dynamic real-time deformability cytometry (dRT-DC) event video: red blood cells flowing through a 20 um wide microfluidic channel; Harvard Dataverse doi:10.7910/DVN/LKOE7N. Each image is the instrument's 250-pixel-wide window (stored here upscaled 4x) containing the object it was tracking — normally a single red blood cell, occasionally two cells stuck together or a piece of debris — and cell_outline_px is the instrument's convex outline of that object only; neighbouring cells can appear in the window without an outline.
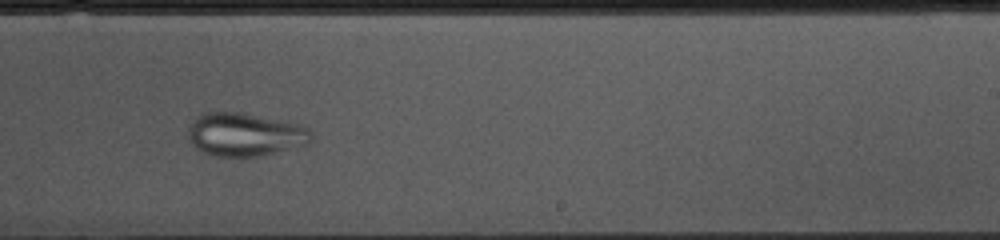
{"species": "common noctule bat (a hibernating species)", "species_latin": "Nyctalus noctula", "temperature_condition": "cold", "stored_images_in_passage": 45, "camera_frame_rate_fps": 3000, "um_per_image_px": 0.085, "animal": {"sex": "female", "body_mass_g": 10.0, "forearm_length_mm": 53.1}, "frame": {"image": 1, "passage_image": 23, "time_ms": 7.333, "image_size_px": [1000, 240], "cell_outline_px": [[312, 136], [308, 144], [256, 156], [216, 156], [204, 152], [192, 144], [188, 136], [188, 132], [192, 124], [200, 116], [208, 112], [240, 112], [288, 120], [308, 128]], "centroid_in_image_um": [20.86, 11.41], "position_along_channel_um": 268.1, "area_um2": 30.63}}
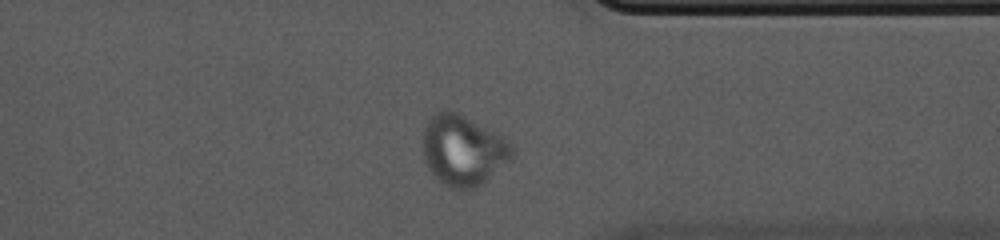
{"frame": {"image": 2, "passage_image": 32, "time_ms": 10.333, "image_size_px": [1000, 240], "cell_outline_px": [[512, 156], [508, 160], [476, 188], [452, 188], [440, 184], [432, 176], [424, 160], [424, 124], [436, 112], [460, 112], [504, 136], [512, 144]], "centroid_in_image_um": [39.34, 12.76], "position_along_channel_um": 372.1, "area_um2": 36.47}}
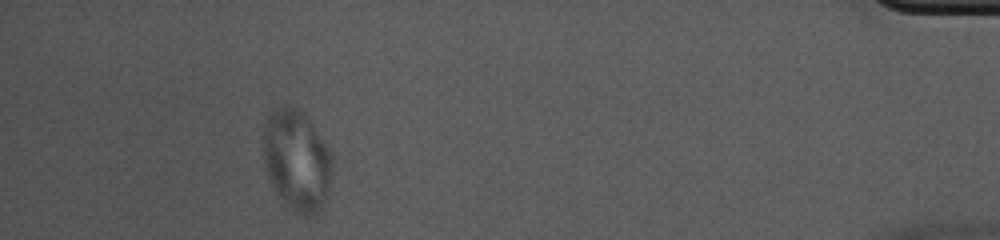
{"frame": {"image": 3, "passage_image": 40, "time_ms": 13.0, "image_size_px": [1000, 240], "cell_outline_px": [[332, 172], [328, 196], [324, 204], [316, 212], [308, 216], [304, 216], [284, 204], [276, 192], [268, 176], [264, 160], [264, 124], [268, 116], [276, 108], [300, 108], [304, 112], [328, 144], [332, 152]], "centroid_in_image_um": [25.27, 13.62], "position_along_channel_um": 409.9, "area_um2": 40.69}}